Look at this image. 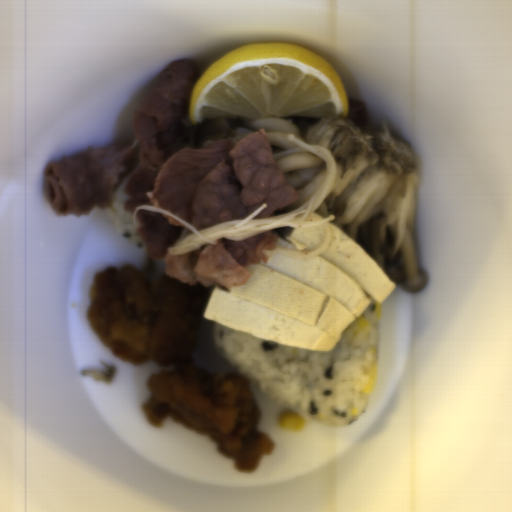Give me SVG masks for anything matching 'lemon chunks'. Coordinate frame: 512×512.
<instances>
[{"label":"lemon chunks","instance_id":"lemon-chunks-1","mask_svg":"<svg viewBox=\"0 0 512 512\" xmlns=\"http://www.w3.org/2000/svg\"><path fill=\"white\" fill-rule=\"evenodd\" d=\"M345 83L315 51L292 42L229 50L197 79L188 100L191 124L278 117L347 118Z\"/></svg>","mask_w":512,"mask_h":512}]
</instances>
